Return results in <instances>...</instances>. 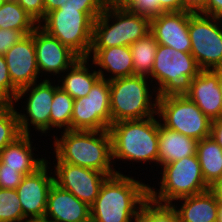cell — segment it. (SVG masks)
Wrapping results in <instances>:
<instances>
[{"mask_svg":"<svg viewBox=\"0 0 222 222\" xmlns=\"http://www.w3.org/2000/svg\"><path fill=\"white\" fill-rule=\"evenodd\" d=\"M109 133L112 161L117 173L126 174L127 170L121 171L119 165L127 162L130 169H132L131 166L135 167V164L142 163L141 167L145 164L147 167L142 170H146L152 163L151 170L156 166V172L158 171L159 118L157 115L141 120L112 123L109 126Z\"/></svg>","mask_w":222,"mask_h":222,"instance_id":"6da1fadb","label":"cell"},{"mask_svg":"<svg viewBox=\"0 0 222 222\" xmlns=\"http://www.w3.org/2000/svg\"><path fill=\"white\" fill-rule=\"evenodd\" d=\"M140 179L133 173L108 176L90 207L91 222H133L149 199V184Z\"/></svg>","mask_w":222,"mask_h":222,"instance_id":"7a4b0ae2","label":"cell"},{"mask_svg":"<svg viewBox=\"0 0 222 222\" xmlns=\"http://www.w3.org/2000/svg\"><path fill=\"white\" fill-rule=\"evenodd\" d=\"M59 133L52 137L50 151L61 162L90 168L108 176L117 173L112 161L109 130H64Z\"/></svg>","mask_w":222,"mask_h":222,"instance_id":"3957f363","label":"cell"},{"mask_svg":"<svg viewBox=\"0 0 222 222\" xmlns=\"http://www.w3.org/2000/svg\"><path fill=\"white\" fill-rule=\"evenodd\" d=\"M112 123L141 120L157 115L158 94L152 81L132 75L109 81Z\"/></svg>","mask_w":222,"mask_h":222,"instance_id":"277c9868","label":"cell"},{"mask_svg":"<svg viewBox=\"0 0 222 222\" xmlns=\"http://www.w3.org/2000/svg\"><path fill=\"white\" fill-rule=\"evenodd\" d=\"M159 171L158 186H152L150 181L148 189L149 199L155 203L171 205L178 199L210 189L204 181L197 154L168 163Z\"/></svg>","mask_w":222,"mask_h":222,"instance_id":"5b68a950","label":"cell"},{"mask_svg":"<svg viewBox=\"0 0 222 222\" xmlns=\"http://www.w3.org/2000/svg\"><path fill=\"white\" fill-rule=\"evenodd\" d=\"M150 33V18L107 5L94 21L91 48L130 46Z\"/></svg>","mask_w":222,"mask_h":222,"instance_id":"8992f818","label":"cell"},{"mask_svg":"<svg viewBox=\"0 0 222 222\" xmlns=\"http://www.w3.org/2000/svg\"><path fill=\"white\" fill-rule=\"evenodd\" d=\"M200 71L191 53L158 44L151 81L158 97L182 96L188 93L192 79Z\"/></svg>","mask_w":222,"mask_h":222,"instance_id":"52a82bcc","label":"cell"},{"mask_svg":"<svg viewBox=\"0 0 222 222\" xmlns=\"http://www.w3.org/2000/svg\"><path fill=\"white\" fill-rule=\"evenodd\" d=\"M94 21L89 14L82 11V6L64 3L58 9L49 12L39 26L79 57H88Z\"/></svg>","mask_w":222,"mask_h":222,"instance_id":"ba28073f","label":"cell"},{"mask_svg":"<svg viewBox=\"0 0 222 222\" xmlns=\"http://www.w3.org/2000/svg\"><path fill=\"white\" fill-rule=\"evenodd\" d=\"M54 92V79H43L18 90L13 105L18 107L16 110L21 134L33 136L39 134L38 137L42 135L44 137H49L51 135L50 112ZM19 101L21 102V105ZM19 108H23V111ZM30 127H33V129ZM32 132H36V134L34 135Z\"/></svg>","mask_w":222,"mask_h":222,"instance_id":"9c48e42d","label":"cell"},{"mask_svg":"<svg viewBox=\"0 0 222 222\" xmlns=\"http://www.w3.org/2000/svg\"><path fill=\"white\" fill-rule=\"evenodd\" d=\"M157 116L164 127L198 141L210 136L212 120L186 95L158 97Z\"/></svg>","mask_w":222,"mask_h":222,"instance_id":"30bf717a","label":"cell"},{"mask_svg":"<svg viewBox=\"0 0 222 222\" xmlns=\"http://www.w3.org/2000/svg\"><path fill=\"white\" fill-rule=\"evenodd\" d=\"M191 54L201 70L222 68V21L221 18L202 13L189 18Z\"/></svg>","mask_w":222,"mask_h":222,"instance_id":"8fae6325","label":"cell"},{"mask_svg":"<svg viewBox=\"0 0 222 222\" xmlns=\"http://www.w3.org/2000/svg\"><path fill=\"white\" fill-rule=\"evenodd\" d=\"M111 124L109 81L99 78L87 96L74 100L71 130H109Z\"/></svg>","mask_w":222,"mask_h":222,"instance_id":"7c38bea8","label":"cell"},{"mask_svg":"<svg viewBox=\"0 0 222 222\" xmlns=\"http://www.w3.org/2000/svg\"><path fill=\"white\" fill-rule=\"evenodd\" d=\"M50 154L53 155L52 158ZM46 156L50 160L54 173V183L91 207L108 175L90 168L61 162L51 151Z\"/></svg>","mask_w":222,"mask_h":222,"instance_id":"4fadbf2b","label":"cell"},{"mask_svg":"<svg viewBox=\"0 0 222 222\" xmlns=\"http://www.w3.org/2000/svg\"><path fill=\"white\" fill-rule=\"evenodd\" d=\"M34 44L39 74L43 79L54 78L55 80L56 78L57 80L80 58L68 46L49 35L40 26L34 30ZM52 75L53 78H51Z\"/></svg>","mask_w":222,"mask_h":222,"instance_id":"5bb4252c","label":"cell"},{"mask_svg":"<svg viewBox=\"0 0 222 222\" xmlns=\"http://www.w3.org/2000/svg\"><path fill=\"white\" fill-rule=\"evenodd\" d=\"M54 183V173L49 160L34 173L25 175L16 188L25 219L44 218L47 197Z\"/></svg>","mask_w":222,"mask_h":222,"instance_id":"9a60e30c","label":"cell"},{"mask_svg":"<svg viewBox=\"0 0 222 222\" xmlns=\"http://www.w3.org/2000/svg\"><path fill=\"white\" fill-rule=\"evenodd\" d=\"M12 84L19 90L40 77L34 44V31L25 35L4 54Z\"/></svg>","mask_w":222,"mask_h":222,"instance_id":"2e32d148","label":"cell"},{"mask_svg":"<svg viewBox=\"0 0 222 222\" xmlns=\"http://www.w3.org/2000/svg\"><path fill=\"white\" fill-rule=\"evenodd\" d=\"M189 18L186 11L161 13L150 19V33L158 44L191 53Z\"/></svg>","mask_w":222,"mask_h":222,"instance_id":"e0dca14e","label":"cell"},{"mask_svg":"<svg viewBox=\"0 0 222 222\" xmlns=\"http://www.w3.org/2000/svg\"><path fill=\"white\" fill-rule=\"evenodd\" d=\"M44 218L50 222H91L90 206L53 183Z\"/></svg>","mask_w":222,"mask_h":222,"instance_id":"ac0fdd59","label":"cell"},{"mask_svg":"<svg viewBox=\"0 0 222 222\" xmlns=\"http://www.w3.org/2000/svg\"><path fill=\"white\" fill-rule=\"evenodd\" d=\"M32 137V135L21 134L1 150L0 163L5 166V169H19V172L25 176L34 173L47 161L46 153L49 151L45 150V157H43L44 153L35 154L34 151L39 153L38 149L42 150V147L39 148L36 143L33 144L36 140Z\"/></svg>","mask_w":222,"mask_h":222,"instance_id":"d6986e66","label":"cell"},{"mask_svg":"<svg viewBox=\"0 0 222 222\" xmlns=\"http://www.w3.org/2000/svg\"><path fill=\"white\" fill-rule=\"evenodd\" d=\"M186 96L212 121L222 117V94L213 70H201L192 79Z\"/></svg>","mask_w":222,"mask_h":222,"instance_id":"ffe728a7","label":"cell"},{"mask_svg":"<svg viewBox=\"0 0 222 222\" xmlns=\"http://www.w3.org/2000/svg\"><path fill=\"white\" fill-rule=\"evenodd\" d=\"M87 58L92 59L100 78L108 81L134 75L130 46L91 48Z\"/></svg>","mask_w":222,"mask_h":222,"instance_id":"44dd1931","label":"cell"},{"mask_svg":"<svg viewBox=\"0 0 222 222\" xmlns=\"http://www.w3.org/2000/svg\"><path fill=\"white\" fill-rule=\"evenodd\" d=\"M171 206L179 222H217L218 199L211 189L178 199Z\"/></svg>","mask_w":222,"mask_h":222,"instance_id":"7402d4cb","label":"cell"},{"mask_svg":"<svg viewBox=\"0 0 222 222\" xmlns=\"http://www.w3.org/2000/svg\"><path fill=\"white\" fill-rule=\"evenodd\" d=\"M99 78L100 74L91 59L80 57L57 79V82L59 87L75 100L87 96Z\"/></svg>","mask_w":222,"mask_h":222,"instance_id":"603a6c76","label":"cell"},{"mask_svg":"<svg viewBox=\"0 0 222 222\" xmlns=\"http://www.w3.org/2000/svg\"><path fill=\"white\" fill-rule=\"evenodd\" d=\"M198 140L164 127L159 120L158 168L197 153Z\"/></svg>","mask_w":222,"mask_h":222,"instance_id":"cb8c5ba5","label":"cell"},{"mask_svg":"<svg viewBox=\"0 0 222 222\" xmlns=\"http://www.w3.org/2000/svg\"><path fill=\"white\" fill-rule=\"evenodd\" d=\"M196 154L204 181L211 187L222 178V147L209 136L198 142Z\"/></svg>","mask_w":222,"mask_h":222,"instance_id":"d4e9b609","label":"cell"},{"mask_svg":"<svg viewBox=\"0 0 222 222\" xmlns=\"http://www.w3.org/2000/svg\"><path fill=\"white\" fill-rule=\"evenodd\" d=\"M39 24L15 0H7L0 7V29L21 31L31 34Z\"/></svg>","mask_w":222,"mask_h":222,"instance_id":"484cf974","label":"cell"},{"mask_svg":"<svg viewBox=\"0 0 222 222\" xmlns=\"http://www.w3.org/2000/svg\"><path fill=\"white\" fill-rule=\"evenodd\" d=\"M73 102L74 99L59 87L57 80H55V92L50 112V133L54 130L51 138L60 130H71Z\"/></svg>","mask_w":222,"mask_h":222,"instance_id":"4316f807","label":"cell"},{"mask_svg":"<svg viewBox=\"0 0 222 222\" xmlns=\"http://www.w3.org/2000/svg\"><path fill=\"white\" fill-rule=\"evenodd\" d=\"M158 43L151 33L130 45L134 75L146 76L151 80V71Z\"/></svg>","mask_w":222,"mask_h":222,"instance_id":"83f0119b","label":"cell"},{"mask_svg":"<svg viewBox=\"0 0 222 222\" xmlns=\"http://www.w3.org/2000/svg\"><path fill=\"white\" fill-rule=\"evenodd\" d=\"M16 108L13 104H0V152L21 135Z\"/></svg>","mask_w":222,"mask_h":222,"instance_id":"f1b7e54d","label":"cell"},{"mask_svg":"<svg viewBox=\"0 0 222 222\" xmlns=\"http://www.w3.org/2000/svg\"><path fill=\"white\" fill-rule=\"evenodd\" d=\"M133 222H179V219L171 205L158 204L148 199Z\"/></svg>","mask_w":222,"mask_h":222,"instance_id":"f546056e","label":"cell"},{"mask_svg":"<svg viewBox=\"0 0 222 222\" xmlns=\"http://www.w3.org/2000/svg\"><path fill=\"white\" fill-rule=\"evenodd\" d=\"M25 220L16 189L0 188V222H24Z\"/></svg>","mask_w":222,"mask_h":222,"instance_id":"4dcf8cb0","label":"cell"},{"mask_svg":"<svg viewBox=\"0 0 222 222\" xmlns=\"http://www.w3.org/2000/svg\"><path fill=\"white\" fill-rule=\"evenodd\" d=\"M18 89L12 84L4 55L0 54V104H13Z\"/></svg>","mask_w":222,"mask_h":222,"instance_id":"1f68e13d","label":"cell"},{"mask_svg":"<svg viewBox=\"0 0 222 222\" xmlns=\"http://www.w3.org/2000/svg\"><path fill=\"white\" fill-rule=\"evenodd\" d=\"M127 8L134 13L147 16L150 19L164 13L158 1L155 0H134Z\"/></svg>","mask_w":222,"mask_h":222,"instance_id":"d6a6232c","label":"cell"},{"mask_svg":"<svg viewBox=\"0 0 222 222\" xmlns=\"http://www.w3.org/2000/svg\"><path fill=\"white\" fill-rule=\"evenodd\" d=\"M66 5L82 6V11L89 14L94 20L106 9L108 0H68Z\"/></svg>","mask_w":222,"mask_h":222,"instance_id":"836d02e7","label":"cell"},{"mask_svg":"<svg viewBox=\"0 0 222 222\" xmlns=\"http://www.w3.org/2000/svg\"><path fill=\"white\" fill-rule=\"evenodd\" d=\"M23 176L19 169H5V166L0 163V188L16 189Z\"/></svg>","mask_w":222,"mask_h":222,"instance_id":"e575fe53","label":"cell"},{"mask_svg":"<svg viewBox=\"0 0 222 222\" xmlns=\"http://www.w3.org/2000/svg\"><path fill=\"white\" fill-rule=\"evenodd\" d=\"M39 24L45 18L43 0H15Z\"/></svg>","mask_w":222,"mask_h":222,"instance_id":"d590c367","label":"cell"},{"mask_svg":"<svg viewBox=\"0 0 222 222\" xmlns=\"http://www.w3.org/2000/svg\"><path fill=\"white\" fill-rule=\"evenodd\" d=\"M25 35L21 31L0 29V54L4 55L14 44Z\"/></svg>","mask_w":222,"mask_h":222,"instance_id":"8d00e7d4","label":"cell"},{"mask_svg":"<svg viewBox=\"0 0 222 222\" xmlns=\"http://www.w3.org/2000/svg\"><path fill=\"white\" fill-rule=\"evenodd\" d=\"M207 0H183V11L197 14H205Z\"/></svg>","mask_w":222,"mask_h":222,"instance_id":"74e56055","label":"cell"},{"mask_svg":"<svg viewBox=\"0 0 222 222\" xmlns=\"http://www.w3.org/2000/svg\"><path fill=\"white\" fill-rule=\"evenodd\" d=\"M158 1L164 13L183 11V0H155Z\"/></svg>","mask_w":222,"mask_h":222,"instance_id":"f35d334b","label":"cell"},{"mask_svg":"<svg viewBox=\"0 0 222 222\" xmlns=\"http://www.w3.org/2000/svg\"><path fill=\"white\" fill-rule=\"evenodd\" d=\"M205 15L222 18V0H207Z\"/></svg>","mask_w":222,"mask_h":222,"instance_id":"ab89813d","label":"cell"},{"mask_svg":"<svg viewBox=\"0 0 222 222\" xmlns=\"http://www.w3.org/2000/svg\"><path fill=\"white\" fill-rule=\"evenodd\" d=\"M210 136L222 147V117L212 121Z\"/></svg>","mask_w":222,"mask_h":222,"instance_id":"60d3db41","label":"cell"},{"mask_svg":"<svg viewBox=\"0 0 222 222\" xmlns=\"http://www.w3.org/2000/svg\"><path fill=\"white\" fill-rule=\"evenodd\" d=\"M43 1H44V10L46 16L49 12L61 7L68 0H43Z\"/></svg>","mask_w":222,"mask_h":222,"instance_id":"b9f144b4","label":"cell"},{"mask_svg":"<svg viewBox=\"0 0 222 222\" xmlns=\"http://www.w3.org/2000/svg\"><path fill=\"white\" fill-rule=\"evenodd\" d=\"M210 189L215 193L218 201H222V178L211 186Z\"/></svg>","mask_w":222,"mask_h":222,"instance_id":"7bdbcfd3","label":"cell"},{"mask_svg":"<svg viewBox=\"0 0 222 222\" xmlns=\"http://www.w3.org/2000/svg\"><path fill=\"white\" fill-rule=\"evenodd\" d=\"M134 0H108V4L116 7L127 8Z\"/></svg>","mask_w":222,"mask_h":222,"instance_id":"ee69618b","label":"cell"},{"mask_svg":"<svg viewBox=\"0 0 222 222\" xmlns=\"http://www.w3.org/2000/svg\"><path fill=\"white\" fill-rule=\"evenodd\" d=\"M213 71L218 75V84L222 94V68L214 69Z\"/></svg>","mask_w":222,"mask_h":222,"instance_id":"f6af8a7d","label":"cell"},{"mask_svg":"<svg viewBox=\"0 0 222 222\" xmlns=\"http://www.w3.org/2000/svg\"><path fill=\"white\" fill-rule=\"evenodd\" d=\"M217 222H222V201H218Z\"/></svg>","mask_w":222,"mask_h":222,"instance_id":"bcb514c9","label":"cell"},{"mask_svg":"<svg viewBox=\"0 0 222 222\" xmlns=\"http://www.w3.org/2000/svg\"><path fill=\"white\" fill-rule=\"evenodd\" d=\"M24 222H50L45 218L26 219Z\"/></svg>","mask_w":222,"mask_h":222,"instance_id":"7dc6e473","label":"cell"},{"mask_svg":"<svg viewBox=\"0 0 222 222\" xmlns=\"http://www.w3.org/2000/svg\"><path fill=\"white\" fill-rule=\"evenodd\" d=\"M7 0H0V7L6 2Z\"/></svg>","mask_w":222,"mask_h":222,"instance_id":"c3c4849f","label":"cell"}]
</instances>
